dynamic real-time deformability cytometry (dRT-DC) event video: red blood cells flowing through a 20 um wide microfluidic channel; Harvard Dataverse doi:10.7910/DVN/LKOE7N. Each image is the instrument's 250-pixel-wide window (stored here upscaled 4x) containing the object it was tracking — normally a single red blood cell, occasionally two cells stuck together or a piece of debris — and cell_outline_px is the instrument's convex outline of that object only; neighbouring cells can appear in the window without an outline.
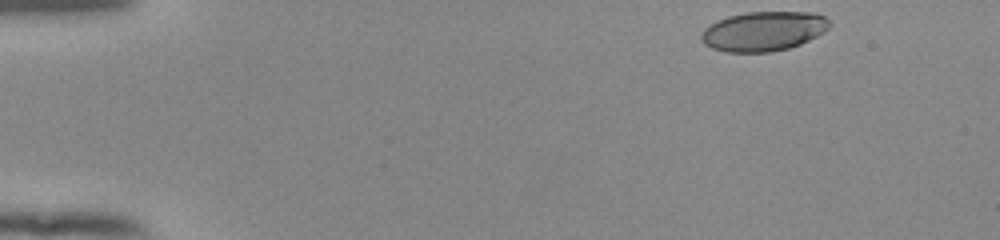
{"species": "human", "species_latin": "Homo sapiens", "temperature_condition": "room temperature", "stored_images_in_passage": 48, "camera_frame_rate_fps": 3000, "um_per_image_px": 0.085, "donor": {"sex": "female"}, "frame": {"image": 1, "passage_image": 1, "time_ms": 0.0, "image_size_px": [1000, 240], "cell_outline_px": [[832, 24], [824, 32], [800, 44], [788, 48], [772, 52], [724, 52], [712, 48], [704, 44], [700, 40], [700, 32], [704, 28], [716, 20], [728, 16], [744, 12], [816, 12], [824, 16]], "centroid_in_image_um": [64.87, 2.65], "position_along_channel_um": 20.1, "area_um2": 29.88}}
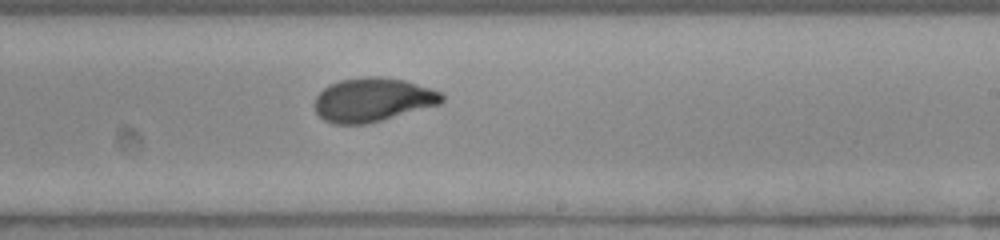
{"frame": {"image": 2, "passage_image": 28, "time_ms": 9.0, "image_size_px": [1000, 240], "cell_outline_px": [[444, 100], [440, 104], [368, 124], [332, 124], [324, 120], [316, 112], [312, 104], [316, 96], [328, 84], [340, 80], [368, 76], [380, 76], [404, 80], [440, 92], [444, 96]], "centroid_in_image_um": [31.63, 8.49], "position_along_channel_um": 257.4, "area_um2": 32.6}}
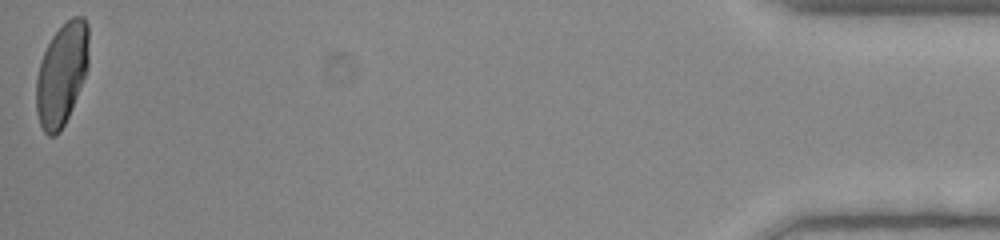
{"frame": {"image": 3, "passage_image": 48, "time_ms": 15.667, "image_size_px": [1000, 240], "cell_outline_px": [[88, 68], [72, 108], [60, 132], [56, 136], [48, 136], [44, 132], [40, 124], [36, 112], [36, 76], [40, 60], [52, 36], [72, 16], [84, 16], [88, 24]], "centroid_in_image_um": [5.24, 6.32], "position_along_channel_um": 430.0, "area_um2": 31.44}, "authors_computed_cell_mechanics": {"area_um2": 31.9634, "velocity_mm_per_s": 3.901, "shape_relaxation_time_tau1_ms": 5.1691, "shape_relaxation_time_tau2_ms": 0.7682, "deformation_change_tau1": 0.1899, "deformation_change_tau2": 0.0488}}